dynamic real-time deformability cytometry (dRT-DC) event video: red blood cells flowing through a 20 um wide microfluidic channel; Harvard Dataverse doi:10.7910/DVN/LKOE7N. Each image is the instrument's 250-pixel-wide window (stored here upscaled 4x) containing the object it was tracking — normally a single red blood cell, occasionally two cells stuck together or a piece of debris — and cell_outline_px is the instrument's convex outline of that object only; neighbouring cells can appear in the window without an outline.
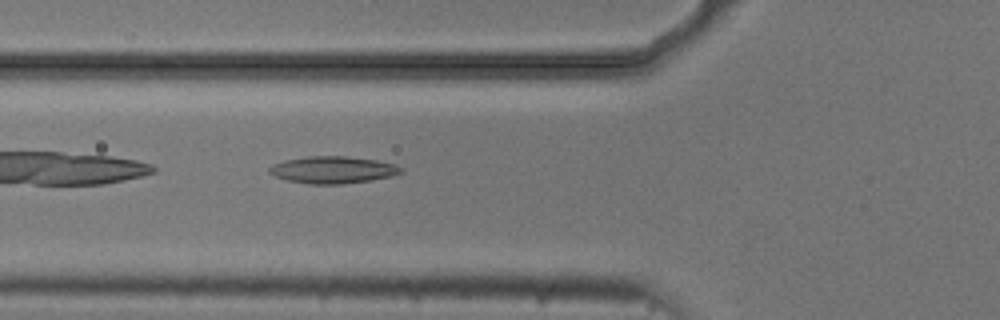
{"species": "common noctule bat (a hibernating species)", "species_latin": "Nyctalus noctula", "temperature_condition": "cold", "stored_images_in_passage": 38, "camera_frame_rate_fps": 3000, "um_per_image_px": 0.085, "animal": {"sex": "male", "body_mass_g": 20.5, "forearm_length_mm": 52.5}, "frame": {"image": 1, "passage_image": 4, "time_ms": 1.0, "image_size_px": [1000, 320], "cell_outline_px": [[404, 172], [392, 176], [372, 180], [340, 184], [308, 184], [288, 180], [276, 176], [268, 172], [268, 168], [272, 164], [284, 160], [308, 156], [348, 156], [376, 160], [396, 164], [404, 168]], "centroid_in_image_um": [28.32, 14.43], "position_along_channel_um": 97.5, "area_um2": 20.92}}
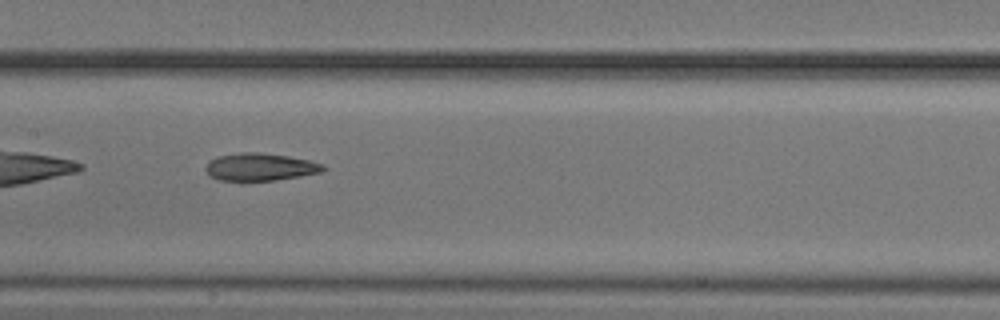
{"frame": {"image": 2, "passage_image": 11, "time_ms": 3.333, "image_size_px": [1000, 320], "cell_outline_px": [[324, 172], [276, 180], [220, 180], [208, 176], [204, 168], [208, 160], [220, 156], [240, 152], [260, 152], [288, 156], [308, 160], [324, 164]], "centroid_in_image_um": [22.09, 14.19], "position_along_channel_um": 185.3, "area_um2": 18.9}}
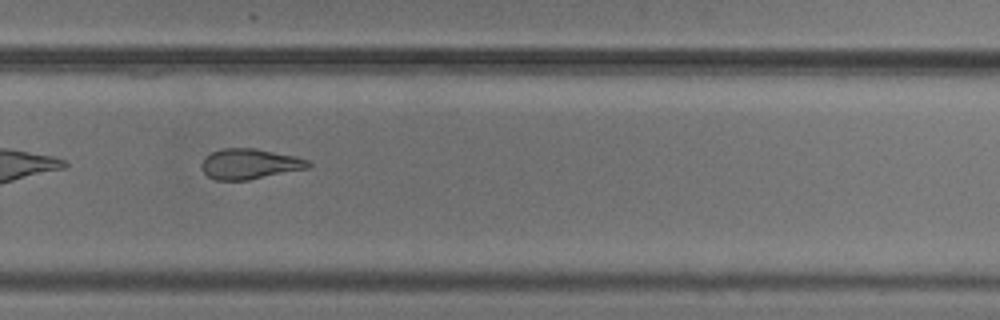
{"frame": {"image": 3, "passage_image": 21, "time_ms": 6.667, "image_size_px": [1000, 320], "cell_outline_px": [[312, 168], [248, 180], [216, 180], [208, 176], [200, 168], [200, 164], [204, 156], [212, 152], [224, 148], [256, 148], [296, 156], [308, 160], [312, 164]], "centroid_in_image_um": [21.24, 13.93], "position_along_channel_um": 308.6, "area_um2": 19.25}, "authors_computed_cell_mechanics": {"area_um2": 20.1144, "velocity_mm_per_s": 3.7262, "shape_relaxation_time_tau1_ms": null, "shape_relaxation_time_tau2_ms": 4.051, "deformation_change_tau1": null, "deformation_change_tau2": 0.1319}}